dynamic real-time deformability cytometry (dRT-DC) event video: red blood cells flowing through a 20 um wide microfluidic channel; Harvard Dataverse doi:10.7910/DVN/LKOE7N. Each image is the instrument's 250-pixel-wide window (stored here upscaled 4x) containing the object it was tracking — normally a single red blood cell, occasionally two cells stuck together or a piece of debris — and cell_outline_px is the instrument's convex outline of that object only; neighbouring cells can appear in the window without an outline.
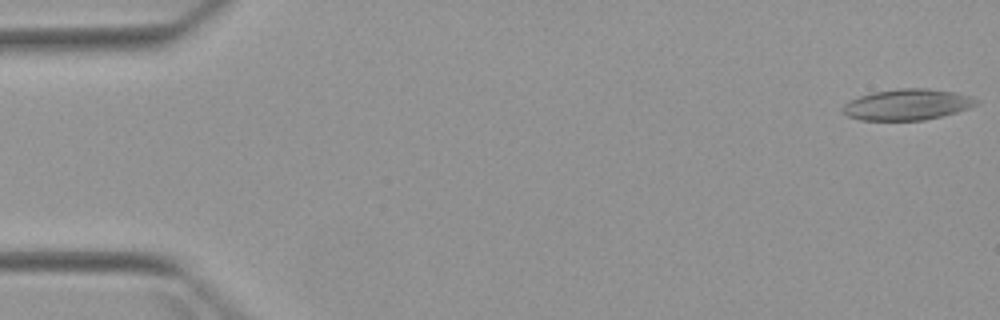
{"species": "Egyptian fruit bat (a non-hibernating species)", "species_latin": "Rousettus aegyptiacus", "temperature_condition": "warm", "stored_images_in_passage": 4, "camera_frame_rate_fps": 3000, "um_per_image_px": 0.085, "animal": {"sex": "female"}, "frame": {"image": 1, "passage_image": 1, "time_ms": 0.0, "image_size_px": [1000, 320], "cell_outline_px": [[980, 100], [976, 104], [968, 108], [956, 112], [924, 120], [860, 120], [848, 116], [844, 112], [844, 104], [848, 100], [872, 92], [900, 88], [928, 88], [956, 92]], "centroid_in_image_um": [77.11, 8.88], "position_along_channel_um": 7.9, "area_um2": 23.99}}